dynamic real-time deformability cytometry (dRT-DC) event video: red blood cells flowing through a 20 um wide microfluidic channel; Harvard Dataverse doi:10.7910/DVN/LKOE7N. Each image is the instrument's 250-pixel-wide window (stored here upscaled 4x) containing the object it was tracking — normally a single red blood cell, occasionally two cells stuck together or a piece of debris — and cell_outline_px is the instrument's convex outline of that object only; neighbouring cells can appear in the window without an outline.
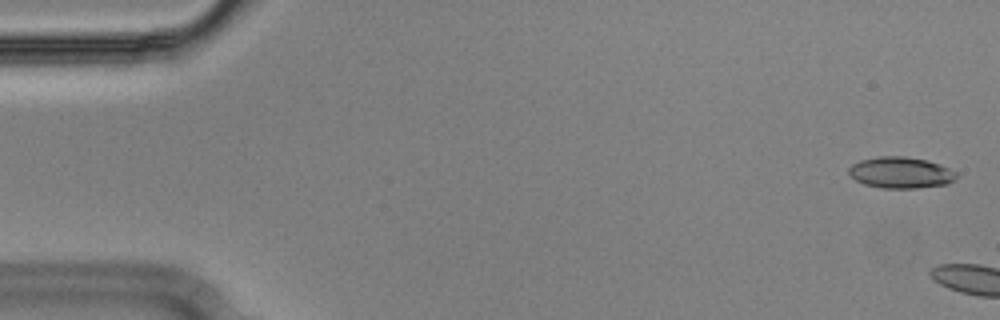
{"species": "Egyptian fruit bat (a non-hibernating species)", "species_latin": "Rousettus aegyptiacus", "temperature_condition": "cold", "stored_images_in_passage": 5, "camera_frame_rate_fps": 3000, "um_per_image_px": 0.085, "animal": {"sex": "male"}, "frame": {"image": 1, "passage_image": 2, "time_ms": 0.333, "image_size_px": [1000, 320], "cell_outline_px": [[956, 180], [948, 184], [916, 188], [880, 188], [864, 184], [856, 180], [848, 172], [848, 168], [852, 164], [860, 160], [880, 156], [904, 156], [928, 160], [940, 164], [956, 172]], "centroid_in_image_um": [76.57, 14.67], "position_along_channel_um": 8.4, "area_um2": 19.71}}